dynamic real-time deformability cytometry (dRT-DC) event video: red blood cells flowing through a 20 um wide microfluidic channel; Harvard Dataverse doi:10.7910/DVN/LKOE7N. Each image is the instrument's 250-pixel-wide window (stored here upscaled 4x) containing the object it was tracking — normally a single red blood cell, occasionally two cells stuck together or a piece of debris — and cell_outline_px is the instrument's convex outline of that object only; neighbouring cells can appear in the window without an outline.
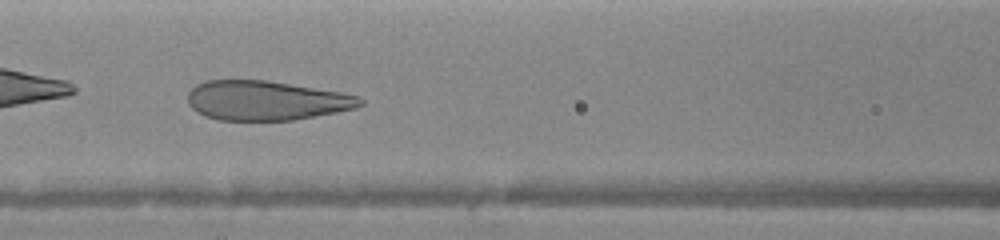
{"species": "human", "species_latin": "Homo sapiens", "temperature_condition": "warm", "stored_images_in_passage": 9, "camera_frame_rate_fps": 3000, "um_per_image_px": 0.085, "donor": {"sex": "female"}, "frame": {"image": 1, "passage_image": 8, "time_ms": 6.667, "image_size_px": [1000, 240], "cell_outline_px": [[364, 104], [356, 108], [336, 112], [292, 120], [216, 120], [204, 116], [192, 108], [188, 104], [188, 92], [196, 84], [208, 80], [268, 80], [340, 92], [360, 96], [364, 100]], "centroid_in_image_um": [22.62, 8.54], "position_along_channel_um": 144.0, "area_um2": 39.77}}